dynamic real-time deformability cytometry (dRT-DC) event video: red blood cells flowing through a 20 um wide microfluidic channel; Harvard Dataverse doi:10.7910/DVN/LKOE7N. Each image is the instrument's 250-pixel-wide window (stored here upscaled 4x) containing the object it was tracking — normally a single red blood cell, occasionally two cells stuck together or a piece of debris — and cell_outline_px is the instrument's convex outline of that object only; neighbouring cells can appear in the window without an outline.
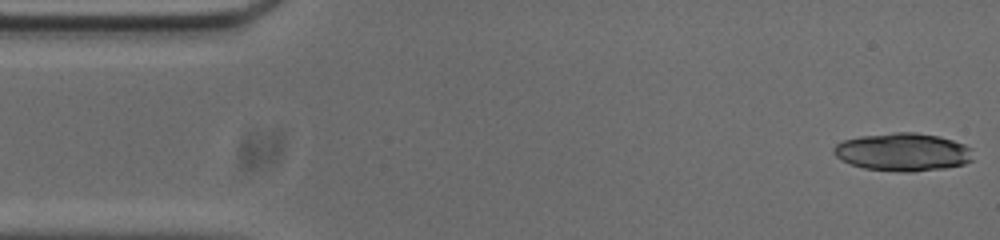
{"species": "common noctule bat (a hibernating species)", "species_latin": "Nyctalus noctula", "temperature_condition": "cold", "stored_images_in_passage": 13, "camera_frame_rate_fps": 3000, "um_per_image_px": 0.085, "animal": {"sex": "male", "body_mass_g": 20.0, "forearm_length_mm": 53.3}, "frame": {"image": 1, "passage_image": 1, "time_ms": 0.0, "image_size_px": [1000, 240], "cell_outline_px": [[972, 160], [964, 164], [944, 168], [912, 172], [900, 172], [864, 168], [840, 160], [832, 152], [832, 148], [836, 144], [844, 140], [860, 136], [892, 132], [916, 132], [940, 136], [964, 144], [972, 148]], "centroid_in_image_um": [76.74, 12.92], "position_along_channel_um": 8.3, "area_um2": 31.04}}